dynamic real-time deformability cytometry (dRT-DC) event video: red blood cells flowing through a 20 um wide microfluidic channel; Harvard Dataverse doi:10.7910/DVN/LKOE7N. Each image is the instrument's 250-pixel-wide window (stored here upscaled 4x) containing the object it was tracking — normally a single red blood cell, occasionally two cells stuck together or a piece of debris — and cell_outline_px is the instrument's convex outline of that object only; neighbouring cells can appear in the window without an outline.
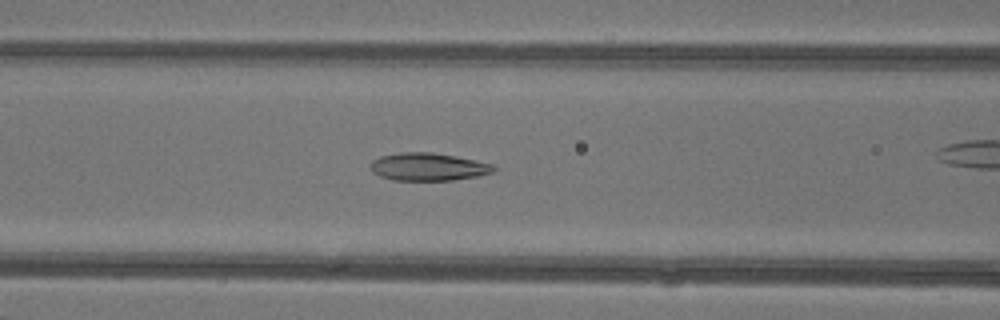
{"species": "common noctule bat (a hibernating species)", "species_latin": "Nyctalus noctula", "temperature_condition": "warm", "stored_images_in_passage": 31, "camera_frame_rate_fps": 3000, "um_per_image_px": 0.085, "animal": {"sex": "female"}, "frame": {"image": 1, "passage_image": 14, "time_ms": 4.333, "image_size_px": [1000, 320], "cell_outline_px": [[496, 168], [492, 172], [476, 176], [452, 180], [392, 180], [380, 176], [372, 172], [368, 168], [368, 164], [372, 160], [380, 156], [400, 152], [432, 152], [456, 156], [496, 164]], "centroid_in_image_um": [36.36, 14.17], "position_along_channel_um": 130.2, "area_um2": 20.17}}
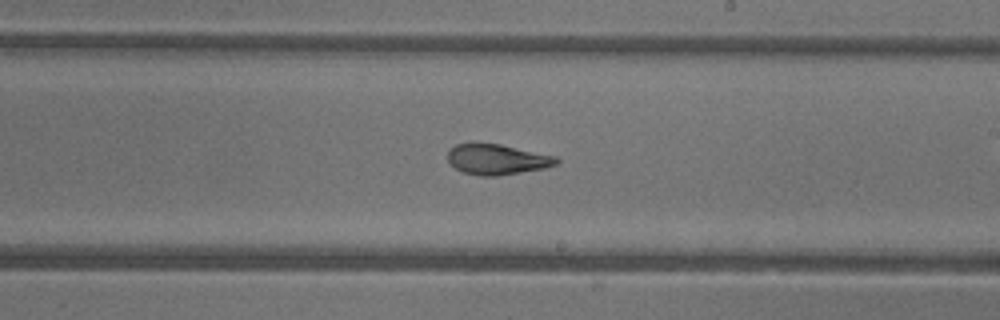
{"frame": {"image": 2, "passage_image": 22, "time_ms": 7.0, "image_size_px": [1000, 320], "cell_outline_px": [[560, 160], [556, 164], [544, 168], [496, 176], [480, 176], [464, 172], [456, 168], [448, 160], [448, 152], [456, 144], [500, 144], [556, 156]], "centroid_in_image_um": [42.27, 13.55], "position_along_channel_um": 246.7, "area_um2": 18.9}}
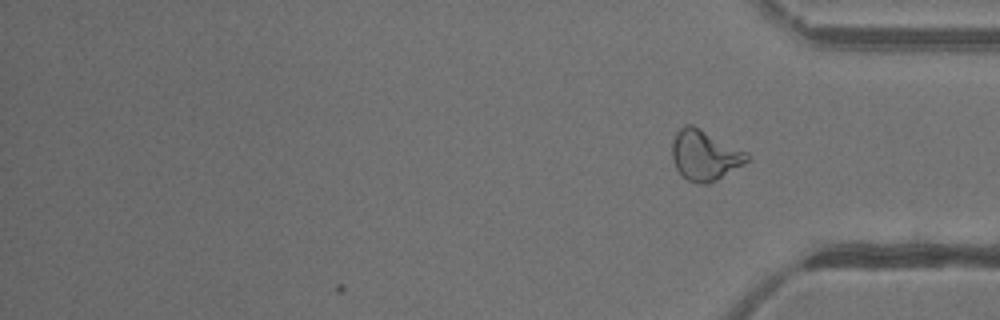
{"frame": {"image": 3, "passage_image": 31, "time_ms": 10.0, "image_size_px": [1000, 320], "cell_outline_px": [[748, 160], [716, 180], [708, 184], [696, 184], [688, 180], [676, 168], [672, 160], [672, 144], [676, 132], [684, 124], [692, 124], [748, 152]], "centroid_in_image_um": [59.87, 13.18], "position_along_channel_um": 375.3, "area_um2": 21.73}, "authors_computed_cell_mechanics": {"area_um2": 19.8254, "velocity_mm_per_s": 4.3772, "shape_relaxation_time_tau1_ms": null, "shape_relaxation_time_tau2_ms": 1.8918, "deformation_change_tau1": null, "deformation_change_tau2": 0.0847}}